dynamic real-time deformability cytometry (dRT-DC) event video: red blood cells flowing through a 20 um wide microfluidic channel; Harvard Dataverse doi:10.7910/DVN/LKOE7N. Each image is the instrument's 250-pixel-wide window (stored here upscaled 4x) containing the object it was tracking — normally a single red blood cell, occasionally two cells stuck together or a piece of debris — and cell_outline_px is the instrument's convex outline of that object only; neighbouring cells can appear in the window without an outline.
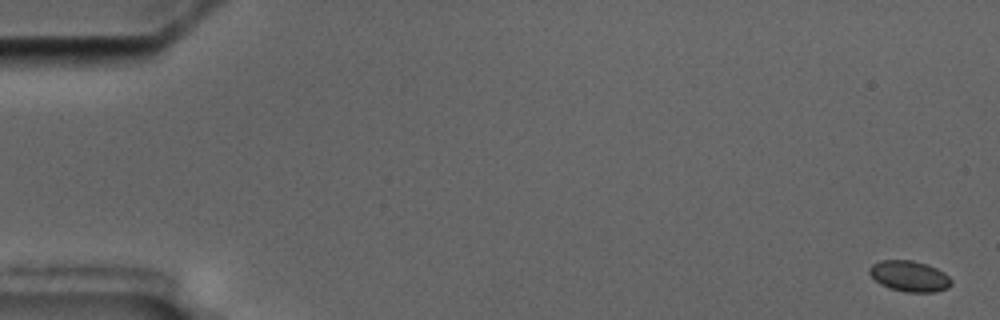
{"species": "common noctule bat (a hibernating species)", "species_latin": "Nyctalus noctula", "temperature_condition": "cold", "stored_images_in_passage": 4, "segment_of_instrument_passage": [2, 2], "camera_frame_rate_fps": 3000, "um_per_image_px": 0.085, "animal": {"sex": "male", "body_mass_g": 17.5, "forearm_length_mm": 52.3}, "frame": {"image": 1, "passage_image": 4, "time_ms": 6.667, "image_size_px": [1000, 320], "cell_outline_px": [[952, 284], [948, 288], [936, 292], [904, 292], [888, 288], [880, 284], [868, 272], [868, 268], [872, 264], [880, 260], [912, 260], [928, 264], [944, 272], [952, 280]], "centroid_in_image_um": [77.31, 23.47], "position_along_channel_um": 7.7, "area_um2": 14.91}}